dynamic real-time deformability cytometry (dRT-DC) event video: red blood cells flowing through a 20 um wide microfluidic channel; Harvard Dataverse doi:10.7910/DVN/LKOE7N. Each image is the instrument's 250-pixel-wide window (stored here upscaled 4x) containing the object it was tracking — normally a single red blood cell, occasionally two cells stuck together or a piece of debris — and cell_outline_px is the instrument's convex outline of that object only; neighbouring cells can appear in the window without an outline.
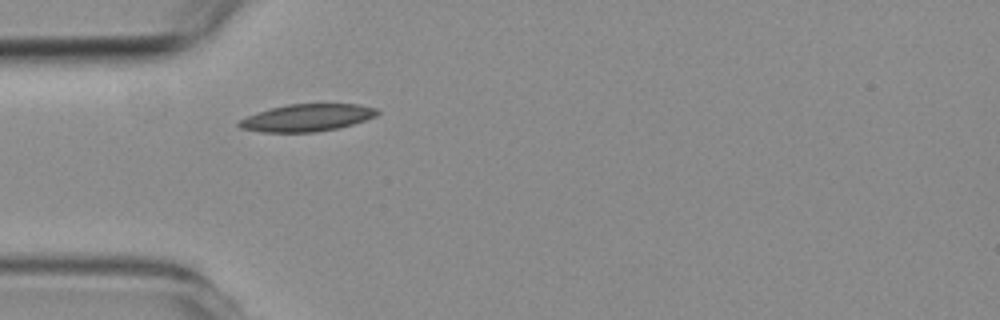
{"species": "common noctule bat (a hibernating species)", "species_latin": "Nyctalus noctula", "temperature_condition": "room temperature", "stored_images_in_passage": 1, "camera_frame_rate_fps": 3000, "um_per_image_px": 0.085, "animal": {"sex": "female", "body_mass_g": 19.3, "forearm_length_mm": 54.1}, "frame": {"image": 1, "passage_image": 1, "time_ms": 0.0, "image_size_px": [1000, 320], "cell_outline_px": [[380, 112], [376, 116], [352, 124], [336, 128], [312, 132], [264, 132], [240, 128], [236, 124], [236, 120], [256, 112], [288, 104], [360, 104], [376, 108]], "centroid_in_image_um": [26.05, 10.0], "position_along_channel_um": 59.0, "area_um2": 21.91}}